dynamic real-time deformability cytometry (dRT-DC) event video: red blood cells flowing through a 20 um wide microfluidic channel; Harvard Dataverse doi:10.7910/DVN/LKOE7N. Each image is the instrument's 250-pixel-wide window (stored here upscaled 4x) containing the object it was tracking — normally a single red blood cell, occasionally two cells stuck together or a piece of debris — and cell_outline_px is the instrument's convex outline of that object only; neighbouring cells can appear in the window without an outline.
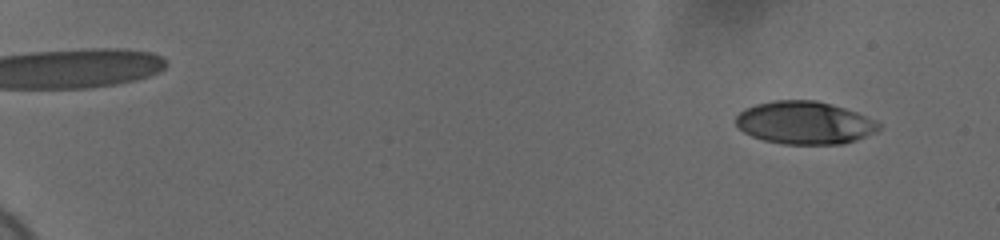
{"species": "human", "species_latin": "Homo sapiens", "temperature_condition": "cold", "stored_images_in_passage": 58, "camera_frame_rate_fps": 3000, "um_per_image_px": 0.085, "donor": {"sex": "female"}, "frame": {"image": 1, "passage_image": 5, "time_ms": 1.333, "image_size_px": [1000, 240], "cell_outline_px": [[880, 128], [876, 132], [856, 140], [844, 144], [784, 144], [764, 140], [752, 136], [744, 132], [736, 124], [736, 116], [744, 108], [756, 104], [772, 100], [816, 100], [844, 108], [856, 112], [876, 120], [880, 124]], "centroid_in_image_um": [68.39, 10.43], "position_along_channel_um": 16.6, "area_um2": 35.66}}
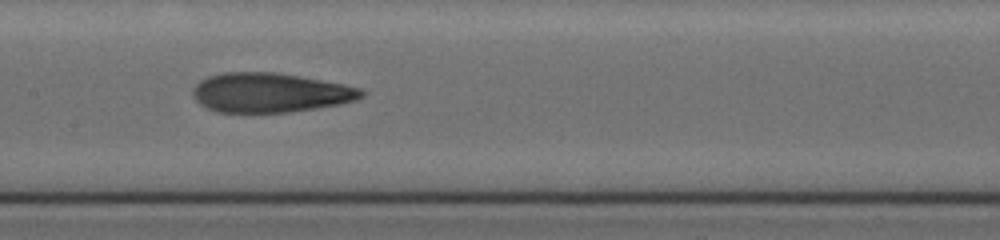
{"frame": {"image": 2, "passage_image": 33, "time_ms": 10.667, "image_size_px": [1000, 240], "cell_outline_px": [[364, 96], [360, 100], [340, 104], [292, 112], [216, 112], [200, 104], [192, 96], [192, 88], [200, 80], [208, 76], [224, 72], [272, 72], [344, 84], [360, 88], [364, 92]], "centroid_in_image_um": [22.95, 7.88], "position_along_channel_um": 184.4, "area_um2": 38.78}}
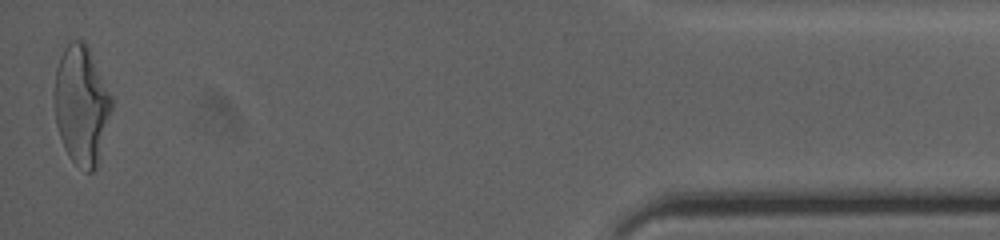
{"frame": {"image": 3, "passage_image": 58, "time_ms": 19.0, "image_size_px": [1000, 240], "cell_outline_px": [[112, 108], [96, 168], [92, 172], [88, 172], [76, 164], [68, 156], [64, 148], [56, 124], [56, 68], [60, 56], [64, 48], [72, 40], [84, 40], [88, 44], [112, 96]], "centroid_in_image_um": [6.94, 8.89], "position_along_channel_um": 428.3, "area_um2": 39.25}, "authors_computed_cell_mechanics": {"area_um2": 37.5989, "velocity_mm_per_s": 3.6947, "shape_relaxation_time_tau1_ms": 5.0409, "shape_relaxation_time_tau2_ms": 1.7563, "deformation_change_tau1": 0.2196, "deformation_change_tau2": 0.1089}}